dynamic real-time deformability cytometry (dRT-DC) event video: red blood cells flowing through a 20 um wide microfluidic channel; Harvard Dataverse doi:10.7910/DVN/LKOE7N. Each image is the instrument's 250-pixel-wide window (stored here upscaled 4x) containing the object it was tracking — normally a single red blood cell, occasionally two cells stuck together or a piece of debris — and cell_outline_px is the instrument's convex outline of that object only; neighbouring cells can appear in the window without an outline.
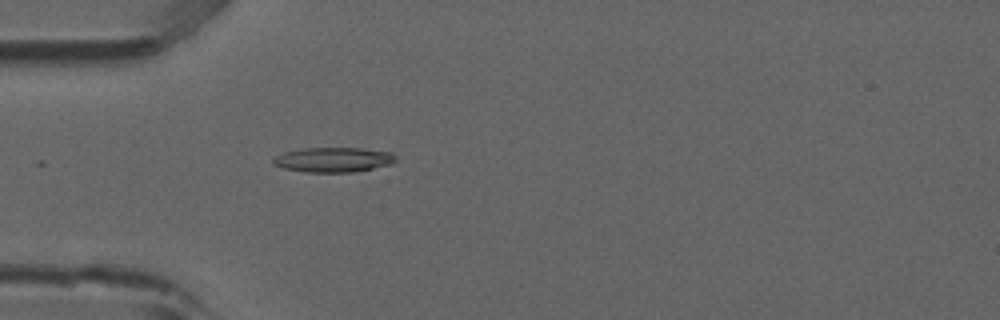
{"species": "common noctule bat (a hibernating species)", "species_latin": "Nyctalus noctula", "temperature_condition": "room temperature", "stored_images_in_passage": 21, "camera_frame_rate_fps": 3000, "um_per_image_px": 0.085, "animal": {"sex": "male", "forearm_length_mm": 52.5}, "frame": {"image": 1, "passage_image": 16, "time_ms": 5.0, "image_size_px": [1000, 320], "cell_outline_px": [[396, 160], [392, 164], [352, 172], [304, 172], [284, 168], [272, 164], [272, 160], [276, 156], [284, 152], [304, 148], [360, 148], [392, 152], [396, 156]], "centroid_in_image_um": [28.34, 13.57], "position_along_channel_um": 56.7, "area_um2": 17.69}}
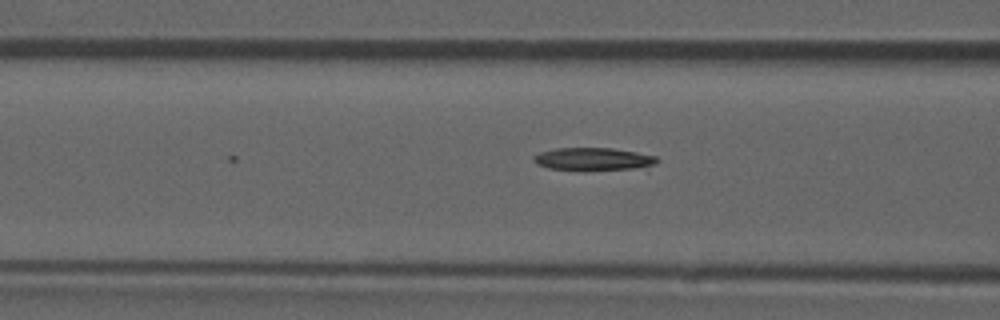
{"frame": {"image": 2, "passage_image": 21, "time_ms": 6.667, "image_size_px": [1000, 320], "cell_outline_px": [[660, 160], [656, 164], [636, 168], [548, 168], [536, 164], [532, 160], [532, 156], [540, 152], [556, 148], [612, 148], [636, 152], [656, 156]], "centroid_in_image_um": [50.41, 13.48], "position_along_channel_um": 116.2, "area_um2": 15.61}}